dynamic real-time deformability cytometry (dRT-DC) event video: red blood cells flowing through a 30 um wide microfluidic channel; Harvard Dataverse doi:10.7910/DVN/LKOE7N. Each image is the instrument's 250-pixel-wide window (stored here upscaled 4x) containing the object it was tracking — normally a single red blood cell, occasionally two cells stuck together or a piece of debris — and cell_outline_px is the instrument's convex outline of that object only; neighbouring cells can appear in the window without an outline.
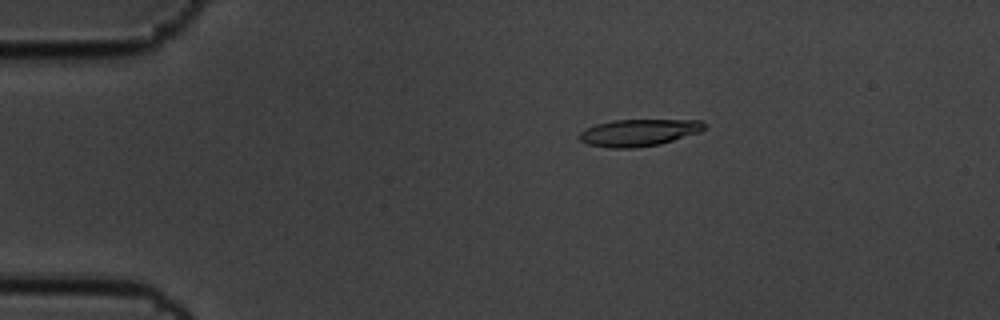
{"species": "common noctule bat (a hibernating species)", "species_latin": "Nyctalus noctula", "temperature_condition": "cold", "stored_images_in_passage": 6, "camera_frame_rate_fps": 3000, "um_per_image_px": 0.085, "animal": {"sex": "male", "body_mass_g": 19.5, "forearm_length_mm": 54.6}, "frame": {"image": 1, "passage_image": 3, "time_ms": 0.667, "image_size_px": [1000, 320], "cell_outline_px": [[704, 128], [700, 132], [660, 144], [632, 148], [612, 148], [588, 144], [580, 140], [580, 132], [596, 124], [612, 120], [700, 120], [704, 124]], "centroid_in_image_um": [54.29, 11.27], "position_along_channel_um": 30.7, "area_um2": 19.36}}
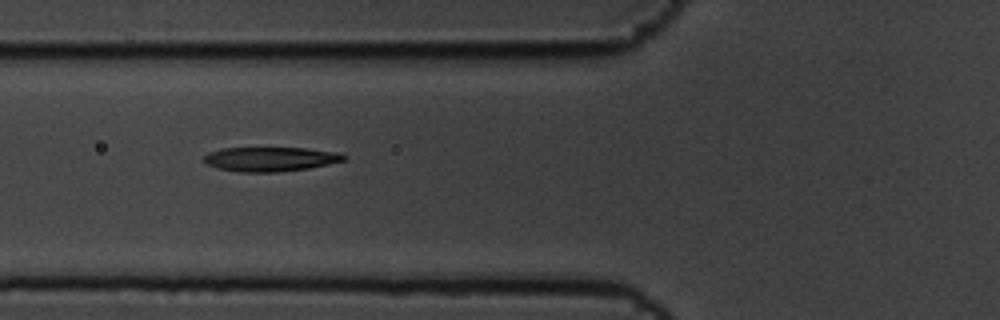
{"frame": {"image": 2, "passage_image": 6, "time_ms": 1.667, "image_size_px": [1000, 320], "cell_outline_px": [[348, 156], [344, 160], [328, 164], [308, 168], [276, 172], [240, 172], [216, 168], [208, 164], [204, 160], [204, 156], [208, 152], [220, 148], [308, 148], [336, 152]], "centroid_in_image_um": [22.96, 13.52], "position_along_channel_um": 102.8, "area_um2": 19.83}}